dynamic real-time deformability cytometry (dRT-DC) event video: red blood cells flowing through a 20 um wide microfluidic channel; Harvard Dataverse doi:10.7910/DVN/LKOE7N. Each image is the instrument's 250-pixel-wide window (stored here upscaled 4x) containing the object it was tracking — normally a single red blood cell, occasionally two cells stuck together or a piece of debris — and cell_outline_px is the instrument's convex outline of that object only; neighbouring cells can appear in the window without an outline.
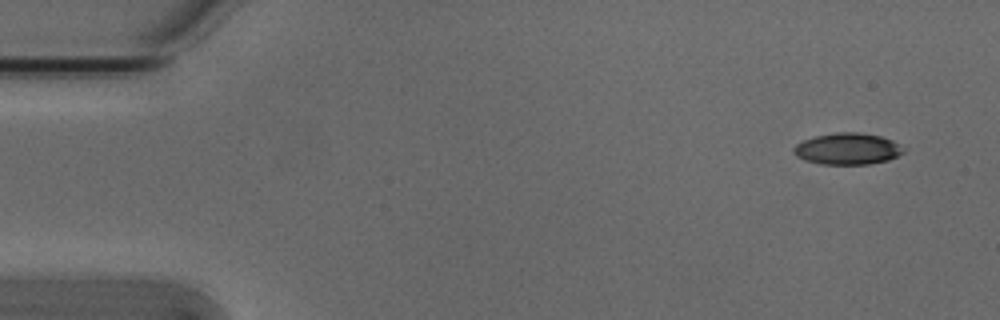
{"species": "Egyptian fruit bat (a non-hibernating species)", "species_latin": "Rousettus aegyptiacus", "temperature_condition": "cold", "stored_images_in_passage": 5, "camera_frame_rate_fps": 3000, "um_per_image_px": 0.085, "animal": {"sex": "male"}, "frame": {"image": 1, "passage_image": 1, "time_ms": 0.0, "image_size_px": [1000, 320], "cell_outline_px": [[908, 148], [904, 152], [888, 160], [868, 164], [820, 164], [804, 160], [796, 156], [792, 152], [792, 148], [796, 144], [804, 140], [816, 136], [836, 132], [860, 132], [880, 136], [892, 140]], "centroid_in_image_um": [72.05, 12.65], "position_along_channel_um": 13.0, "area_um2": 20.35}}
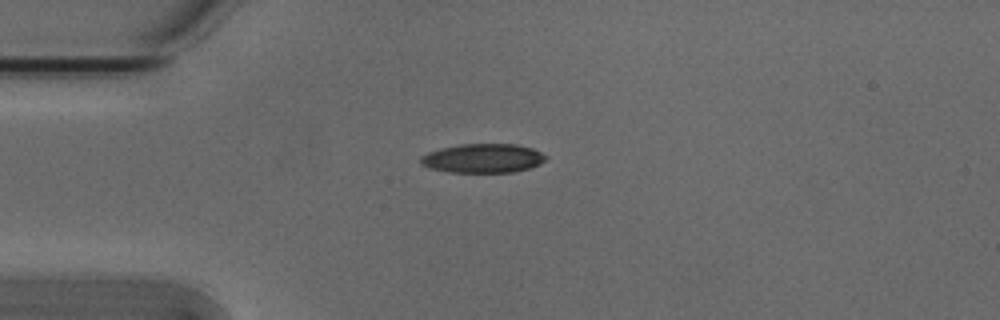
{"frame": {"image": 2, "passage_image": 4, "time_ms": 1.0, "image_size_px": [1000, 320], "cell_outline_px": [[548, 156], [540, 164], [528, 168], [512, 172], [448, 172], [428, 168], [420, 164], [420, 156], [428, 152], [440, 148], [460, 144], [516, 144], [532, 148]], "centroid_in_image_um": [41.01, 13.45], "position_along_channel_um": 44.0, "area_um2": 21.27}}
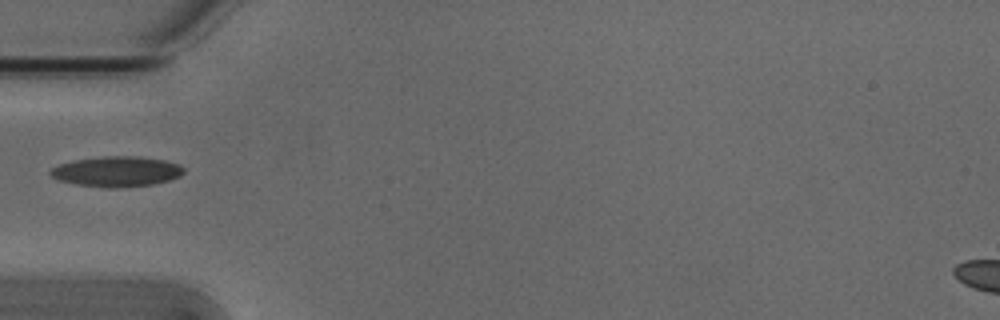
{"frame": {"image": 3, "passage_image": 5, "time_ms": 1.333, "image_size_px": [1000, 320], "cell_outline_px": [[184, 172], [180, 176], [168, 180], [152, 184], [116, 188], [108, 188], [76, 184], [56, 180], [48, 172], [52, 168], [60, 164], [72, 160], [100, 156], [140, 156], [164, 160], [180, 164], [184, 168]], "centroid_in_image_um": [9.9, 14.57], "position_along_channel_um": 75.1, "area_um2": 23.7}}